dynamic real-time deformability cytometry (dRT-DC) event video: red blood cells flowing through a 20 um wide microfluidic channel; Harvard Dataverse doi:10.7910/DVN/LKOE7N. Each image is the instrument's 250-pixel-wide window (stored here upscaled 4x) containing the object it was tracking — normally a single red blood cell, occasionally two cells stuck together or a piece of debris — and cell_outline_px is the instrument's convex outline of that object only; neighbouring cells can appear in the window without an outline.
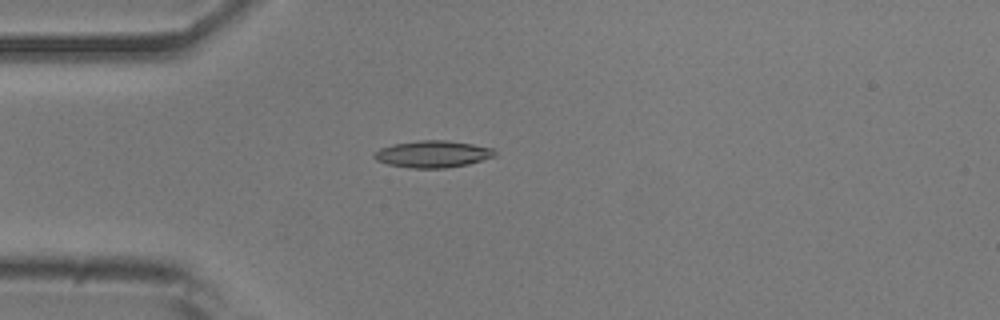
{"species": "common noctule bat (a hibernating species)", "species_latin": "Nyctalus noctula", "temperature_condition": "room temperature", "stored_images_in_passage": 11, "camera_frame_rate_fps": 3000, "um_per_image_px": 0.085, "animal": {"sex": "male", "body_mass_g": 20.5, "forearm_length_mm": 52.5}, "frame": {"image": 1, "passage_image": 1, "time_ms": 0.0, "image_size_px": [1000, 320], "cell_outline_px": [[496, 156], [468, 164], [444, 168], [408, 168], [388, 164], [376, 160], [372, 156], [372, 152], [380, 148], [392, 144], [420, 140], [448, 140], [472, 144], [492, 148], [496, 152]], "centroid_in_image_um": [36.74, 13.09], "position_along_channel_um": 48.3, "area_um2": 19.02}}
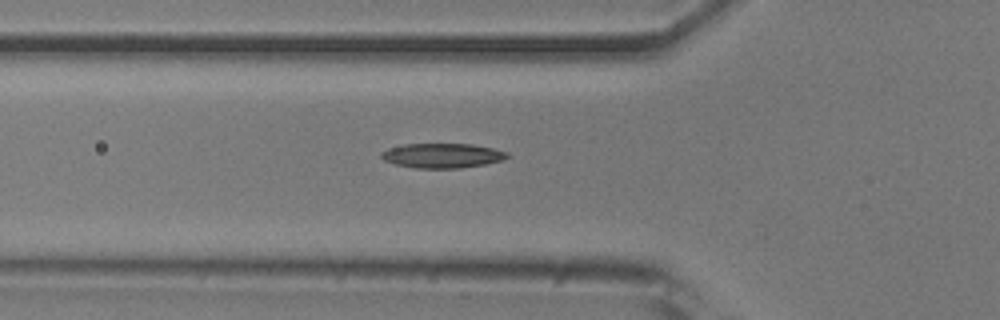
{"frame": {"image": 2, "passage_image": 5, "time_ms": 1.333, "image_size_px": [1000, 320], "cell_outline_px": [[512, 156], [504, 160], [484, 164], [460, 168], [416, 168], [396, 164], [384, 160], [380, 156], [380, 152], [388, 148], [404, 144], [472, 144], [492, 148], [508, 152]], "centroid_in_image_um": [37.62, 13.22], "position_along_channel_um": 88.2, "area_um2": 18.15}}
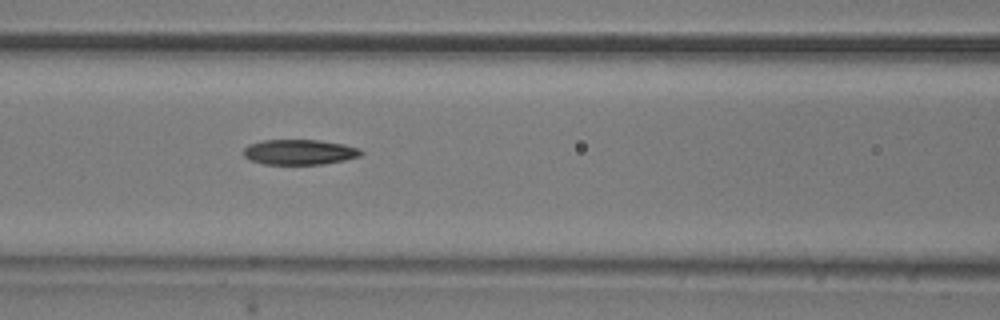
{"frame": {"image": 3, "passage_image": 9, "time_ms": 2.667, "image_size_px": [1000, 320], "cell_outline_px": [[364, 152], [360, 156], [344, 160], [324, 164], [264, 164], [252, 160], [244, 156], [244, 148], [248, 144], [264, 140], [320, 140], [344, 144], [360, 148]], "centroid_in_image_um": [25.48, 12.92], "position_along_channel_um": 141.1, "area_um2": 17.28}}